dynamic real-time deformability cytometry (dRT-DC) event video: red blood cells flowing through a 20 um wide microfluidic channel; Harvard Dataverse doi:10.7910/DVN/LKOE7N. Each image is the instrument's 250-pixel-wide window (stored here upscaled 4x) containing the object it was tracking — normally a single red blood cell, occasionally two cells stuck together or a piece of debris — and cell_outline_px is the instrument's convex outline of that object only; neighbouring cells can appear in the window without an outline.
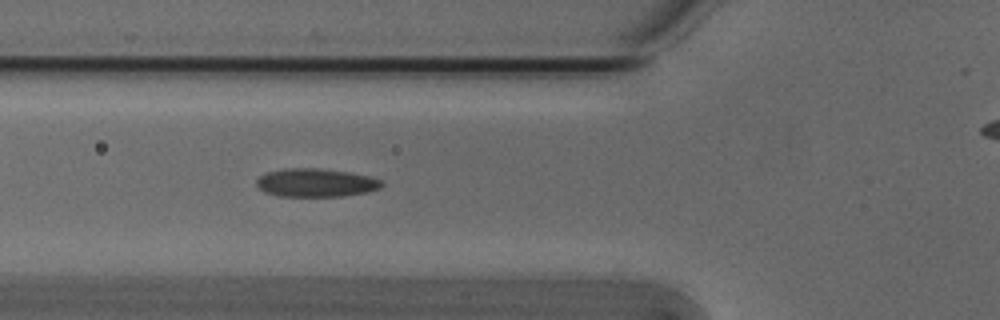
{"species": "Egyptian fruit bat (a non-hibernating species)", "species_latin": "Rousettus aegyptiacus", "temperature_condition": "cold", "stored_images_in_passage": 46, "camera_frame_rate_fps": 3000, "um_per_image_px": 0.085, "animal": {"sex": "male"}, "frame": {"image": 1, "passage_image": 18, "time_ms": 5.667, "image_size_px": [1000, 320], "cell_outline_px": [[384, 184], [380, 188], [368, 192], [344, 196], [276, 196], [264, 192], [256, 184], [256, 180], [260, 176], [268, 172], [284, 168], [316, 168], [348, 172], [368, 176], [380, 180]], "centroid_in_image_um": [26.83, 15.54], "position_along_channel_um": 99.0, "area_um2": 20.63}}
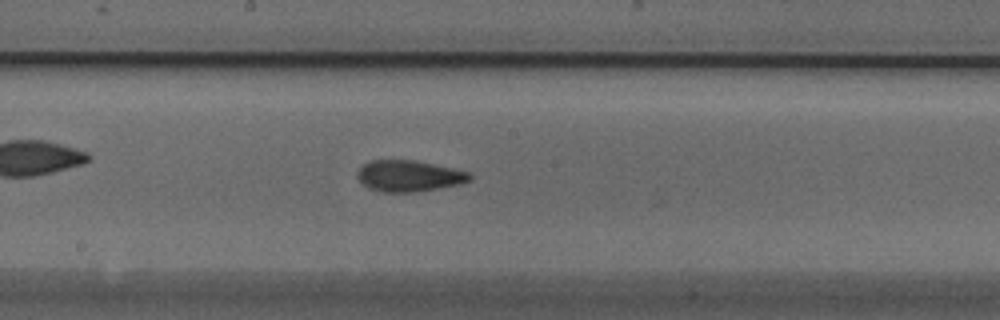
{"frame": {"image": 2, "passage_image": 27, "time_ms": 8.667, "image_size_px": [1000, 320], "cell_outline_px": [[472, 180], [460, 184], [416, 192], [380, 192], [368, 188], [356, 176], [356, 172], [364, 164], [372, 160], [416, 160], [452, 168], [468, 172], [472, 176]], "centroid_in_image_um": [34.76, 14.96], "position_along_channel_um": 213.4, "area_um2": 20.46}}
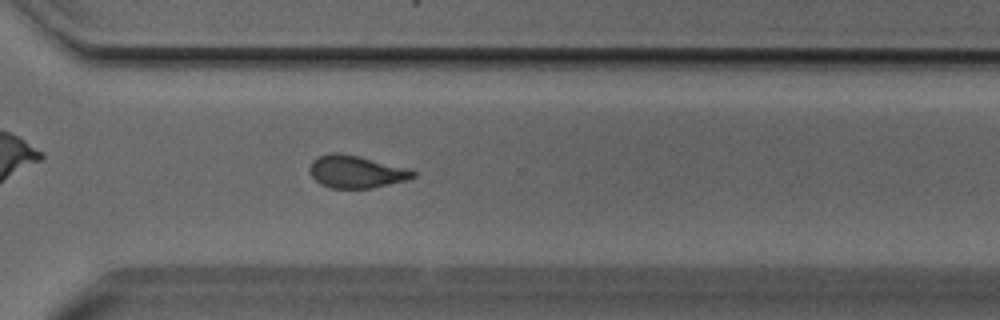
{"frame": {"image": 3, "passage_image": 37, "time_ms": 12.0, "image_size_px": [1000, 320], "cell_outline_px": [[416, 176], [408, 180], [372, 188], [328, 188], [320, 184], [308, 172], [308, 168], [312, 160], [320, 156], [332, 152], [340, 152], [408, 168], [416, 172]], "centroid_in_image_um": [30.25, 14.6], "position_along_channel_um": 340.4, "area_um2": 19.65}}